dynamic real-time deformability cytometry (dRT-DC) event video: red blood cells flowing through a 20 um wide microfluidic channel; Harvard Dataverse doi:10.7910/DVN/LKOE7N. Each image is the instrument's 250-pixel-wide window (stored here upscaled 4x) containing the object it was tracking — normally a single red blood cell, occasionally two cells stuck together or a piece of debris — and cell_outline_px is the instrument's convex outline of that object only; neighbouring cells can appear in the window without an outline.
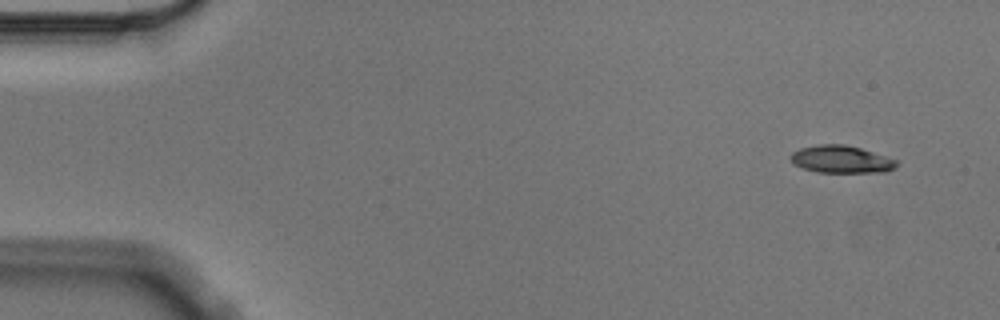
{"species": "Egyptian fruit bat (a non-hibernating species)", "species_latin": "Rousettus aegyptiacus", "temperature_condition": "cold", "stored_images_in_passage": 3, "camera_frame_rate_fps": 3000, "um_per_image_px": 0.085, "animal": {"sex": "male"}, "frame": {"image": 1, "passage_image": 1, "time_ms": 0.0, "image_size_px": [1000, 320], "cell_outline_px": [[896, 168], [888, 172], [816, 172], [804, 168], [796, 164], [792, 160], [792, 152], [800, 148], [820, 144], [844, 144], [860, 148], [896, 160]], "centroid_in_image_um": [71.52, 13.54], "position_along_channel_um": 13.5, "area_um2": 16.65}}